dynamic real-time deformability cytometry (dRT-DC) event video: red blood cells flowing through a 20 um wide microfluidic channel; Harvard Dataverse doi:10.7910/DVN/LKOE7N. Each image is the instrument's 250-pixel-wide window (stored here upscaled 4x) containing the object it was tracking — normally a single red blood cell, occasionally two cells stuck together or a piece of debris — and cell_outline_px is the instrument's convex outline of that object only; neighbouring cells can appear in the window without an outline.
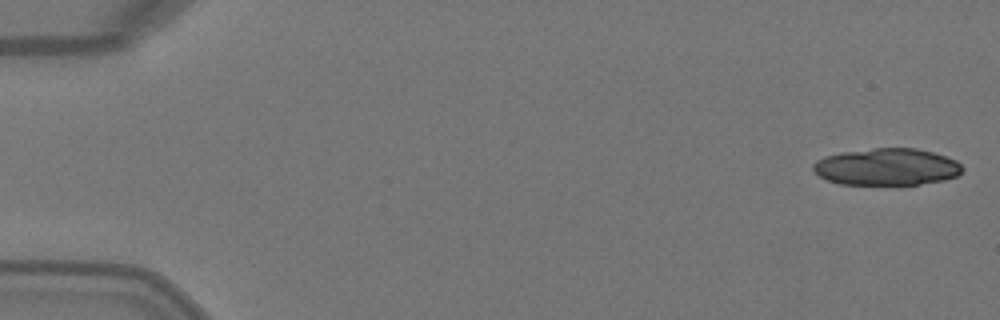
{"species": "Egyptian fruit bat (a non-hibernating species)", "species_latin": "Rousettus aegyptiacus", "temperature_condition": "warm", "stored_images_in_passage": 6, "camera_frame_rate_fps": 3000, "um_per_image_px": 0.085, "animal": {"sex": "female"}, "frame": {"image": 1, "passage_image": 1, "time_ms": 0.0, "image_size_px": [1000, 320], "cell_outline_px": [[964, 168], [956, 176], [944, 180], [920, 184], [840, 184], [828, 180], [820, 176], [812, 168], [812, 164], [816, 160], [824, 156], [840, 152], [872, 148], [916, 148], [932, 152], [956, 160]], "centroid_in_image_um": [75.35, 14.17], "position_along_channel_um": 9.6, "area_um2": 32.08}}
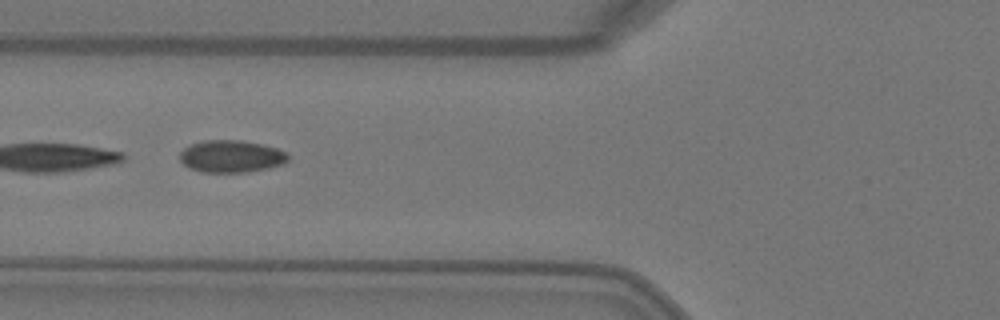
{"frame": {"image": 2, "passage_image": 5, "time_ms": 1.333, "image_size_px": [1000, 320], "cell_outline_px": [[288, 160], [284, 164], [268, 168], [244, 172], [200, 172], [188, 168], [180, 160], [180, 152], [184, 148], [192, 144], [204, 140], [240, 140], [260, 144], [276, 148], [284, 152], [288, 156]], "centroid_in_image_um": [19.63, 13.29], "position_along_channel_um": 106.2, "area_um2": 20.23}}